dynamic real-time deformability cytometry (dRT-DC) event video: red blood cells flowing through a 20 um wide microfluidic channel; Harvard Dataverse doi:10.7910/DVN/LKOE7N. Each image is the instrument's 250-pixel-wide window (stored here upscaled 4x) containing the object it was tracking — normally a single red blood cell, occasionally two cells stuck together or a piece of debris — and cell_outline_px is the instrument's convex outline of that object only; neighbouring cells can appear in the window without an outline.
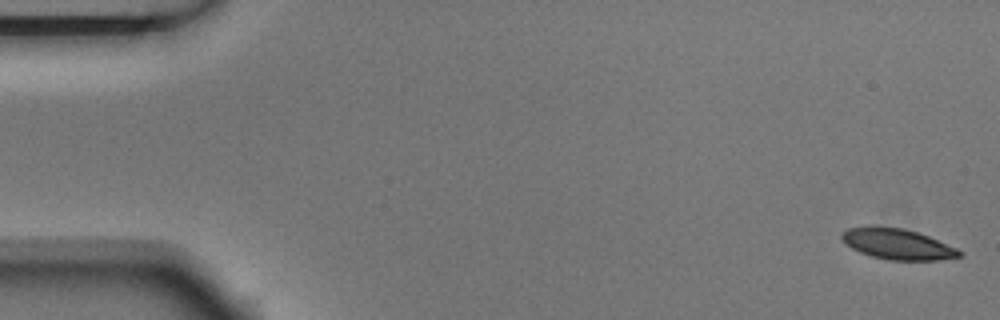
{"species": "Egyptian fruit bat (a non-hibernating species)", "species_latin": "Rousettus aegyptiacus", "temperature_condition": "room temperature", "stored_images_in_passage": 6, "camera_frame_rate_fps": 3000, "um_per_image_px": 0.085, "animal": {"sex": "male"}, "frame": {"image": 1, "passage_image": 1, "time_ms": 0.0, "image_size_px": [1000, 320], "cell_outline_px": [[964, 252], [960, 256], [936, 260], [888, 260], [872, 256], [860, 252], [852, 248], [840, 236], [840, 232], [848, 228], [868, 224], [872, 224], [904, 228], [928, 236], [956, 248]], "centroid_in_image_um": [76.23, 20.71], "position_along_channel_um": 8.8, "area_um2": 21.21}}
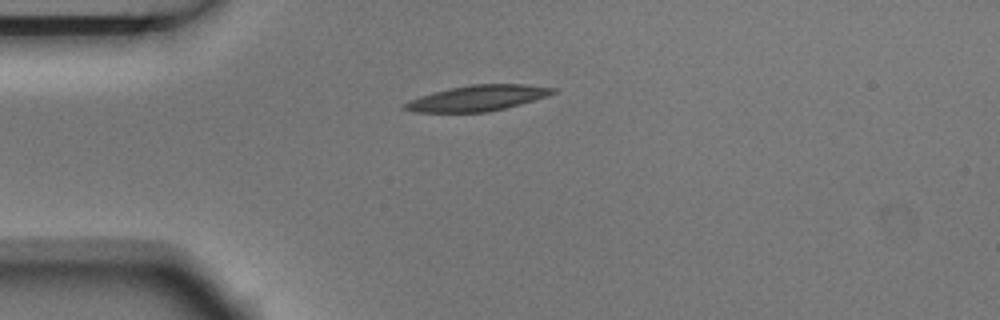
{"frame": {"image": 2, "passage_image": 6, "time_ms": 1.667, "image_size_px": [1000, 320], "cell_outline_px": [[556, 92], [548, 96], [520, 104], [488, 112], [412, 112], [404, 108], [404, 104], [420, 96], [452, 88], [472, 84], [524, 84], [556, 88]], "centroid_in_image_um": [40.65, 8.34], "position_along_channel_um": 44.4, "area_um2": 21.79}}